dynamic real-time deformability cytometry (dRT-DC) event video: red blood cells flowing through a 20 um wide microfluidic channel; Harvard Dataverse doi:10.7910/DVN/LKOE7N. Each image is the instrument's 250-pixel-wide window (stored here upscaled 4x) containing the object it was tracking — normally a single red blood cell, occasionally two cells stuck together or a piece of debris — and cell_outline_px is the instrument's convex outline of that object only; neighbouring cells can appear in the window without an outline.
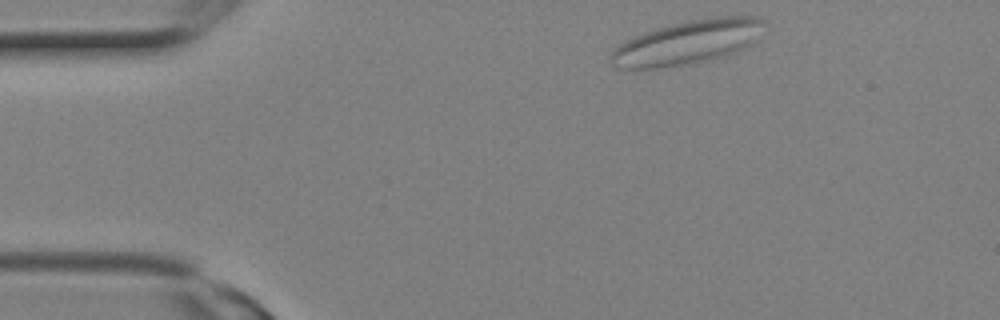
{"species": "Egyptian fruit bat (a non-hibernating species)", "species_latin": "Rousettus aegyptiacus", "temperature_condition": "room temperature", "stored_images_in_passage": 11, "camera_frame_rate_fps": 3000, "um_per_image_px": 0.085, "animal": {"sex": "female"}, "frame": {"image": 1, "passage_image": 1, "time_ms": 0.0, "image_size_px": [1000, 320], "cell_outline_px": [[768, 20], [756, 40], [752, 44], [744, 48], [724, 56], [696, 64], [660, 68], [620, 68], [612, 64], [608, 56], [616, 44], [624, 40], [644, 32], [672, 24], [692, 20], [716, 16], [756, 16]], "centroid_in_image_um": [58.45, 3.6], "position_along_channel_um": 26.6, "area_um2": 39.82}}
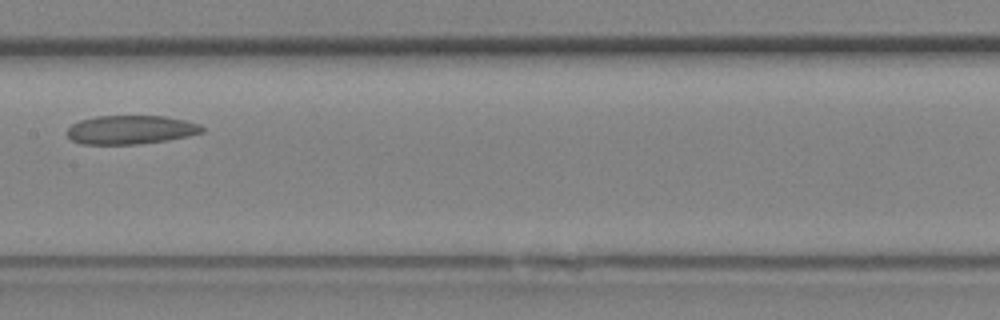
{"frame": {"image": 2, "passage_image": 10, "time_ms": 3.0, "image_size_px": [1000, 320], "cell_outline_px": [[204, 132], [188, 136], [168, 140], [140, 144], [80, 144], [72, 140], [64, 132], [72, 124], [80, 120], [96, 116], [164, 116], [184, 120], [200, 124], [204, 128]], "centroid_in_image_um": [11.09, 11.03], "position_along_channel_um": 196.3, "area_um2": 22.77}}